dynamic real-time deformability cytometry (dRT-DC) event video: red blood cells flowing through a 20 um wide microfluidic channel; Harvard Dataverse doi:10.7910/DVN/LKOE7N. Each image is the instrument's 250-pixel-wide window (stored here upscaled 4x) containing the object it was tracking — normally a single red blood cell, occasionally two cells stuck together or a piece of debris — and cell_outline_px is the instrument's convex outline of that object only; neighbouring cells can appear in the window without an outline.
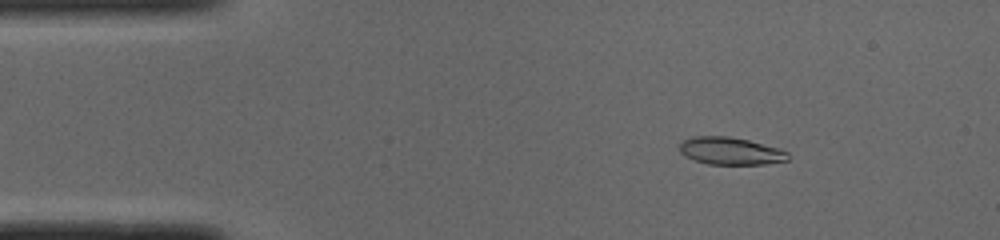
{"species": "common noctule bat (a hibernating species)", "species_latin": "Nyctalus noctula", "temperature_condition": "cold", "stored_images_in_passage": 50, "camera_frame_rate_fps": 3000, "um_per_image_px": 0.085, "animal": {"sex": "male", "body_mass_g": 19.0, "forearm_length_mm": 50.8}, "frame": {"image": 1, "passage_image": 7, "time_ms": 2.0, "image_size_px": [1000, 240], "cell_outline_px": [[788, 160], [764, 164], [708, 164], [692, 160], [684, 156], [680, 152], [680, 144], [684, 140], [692, 136], [728, 136], [748, 140], [780, 148], [788, 152]], "centroid_in_image_um": [62.07, 12.83], "position_along_channel_um": 22.9, "area_um2": 17.4}}
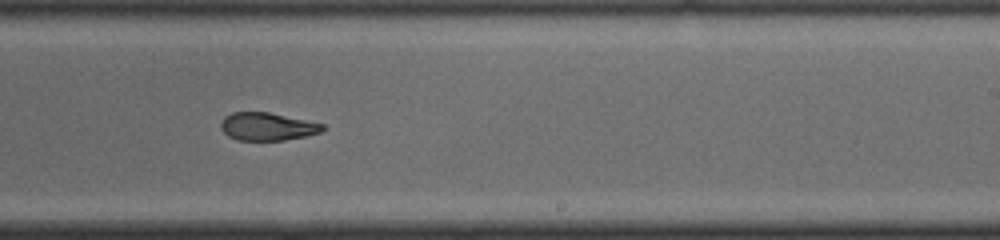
{"frame": {"image": 2, "passage_image": 30, "time_ms": 9.667, "image_size_px": [1000, 240], "cell_outline_px": [[324, 128], [320, 132], [308, 136], [284, 140], [236, 140], [228, 136], [220, 128], [220, 124], [224, 116], [232, 112], [268, 112], [324, 124]], "centroid_in_image_um": [22.69, 10.76], "position_along_channel_um": 266.3, "area_um2": 16.53}}
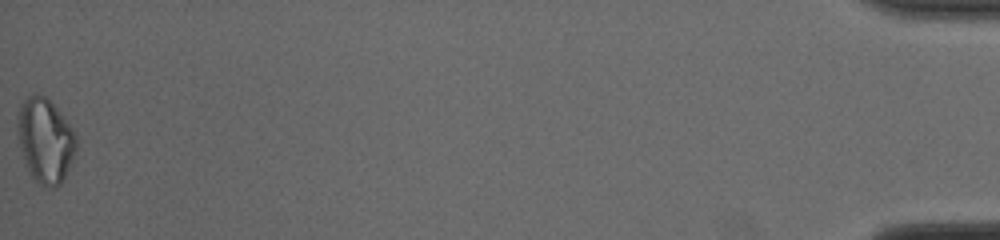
{"frame": {"image": 3, "passage_image": 50, "time_ms": 16.333, "image_size_px": [1000, 240], "cell_outline_px": [[76, 152], [64, 180], [56, 188], [44, 188], [28, 172], [20, 148], [16, 124], [16, 120], [20, 104], [28, 96], [44, 96], [64, 116], [76, 136]], "centroid_in_image_um": [3.84, 11.99], "position_along_channel_um": 431.4, "area_um2": 28.96}, "authors_computed_cell_mechanics": {"area_um2": 18.207, "velocity_mm_per_s": 4.012, "shape_relaxation_time_tau1_ms": null, "shape_relaxation_time_tau2_ms": 3.318, "deformation_change_tau1": null, "deformation_change_tau2": 0.1001}}